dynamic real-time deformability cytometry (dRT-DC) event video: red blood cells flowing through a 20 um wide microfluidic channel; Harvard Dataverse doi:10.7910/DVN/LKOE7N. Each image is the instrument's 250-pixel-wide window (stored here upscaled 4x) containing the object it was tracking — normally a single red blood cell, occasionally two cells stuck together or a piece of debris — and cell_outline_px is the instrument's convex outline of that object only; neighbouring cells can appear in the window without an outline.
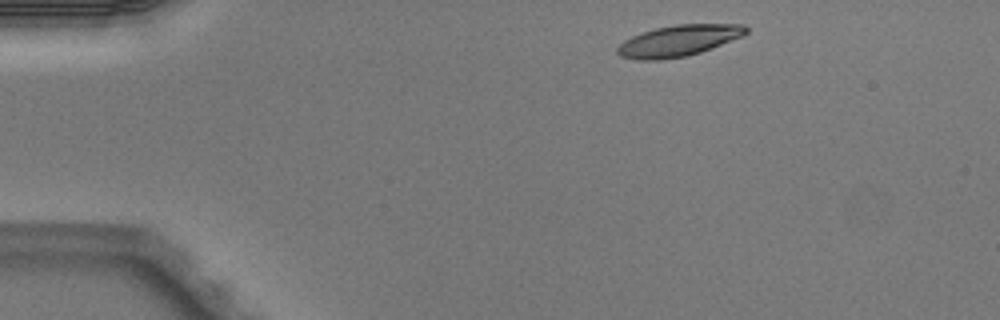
{"species": "Egyptian fruit bat (a non-hibernating species)", "species_latin": "Rousettus aegyptiacus", "temperature_condition": "warm", "stored_images_in_passage": 3, "camera_frame_rate_fps": 3000, "um_per_image_px": 0.085, "animal": {"sex": "male"}, "frame": {"image": 1, "passage_image": 1, "time_ms": 0.0, "image_size_px": [1000, 320], "cell_outline_px": [[748, 32], [740, 36], [712, 48], [700, 52], [684, 56], [660, 60], [636, 60], [620, 56], [616, 52], [616, 48], [624, 40], [632, 36], [656, 28], [676, 24], [744, 24], [748, 28]], "centroid_in_image_um": [57.65, 3.46], "position_along_channel_um": 27.4, "area_um2": 23.18}}
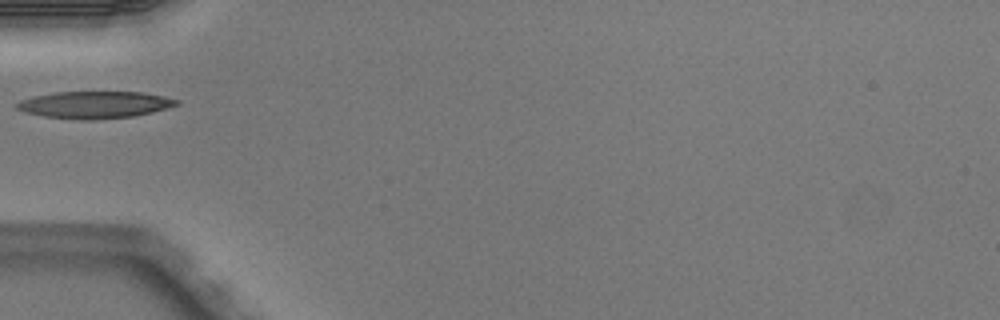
{"frame": {"image": 2, "passage_image": 3, "time_ms": 0.667, "image_size_px": [1000, 320], "cell_outline_px": [[180, 104], [152, 112], [136, 116], [92, 120], [76, 120], [44, 116], [24, 112], [16, 108], [16, 104], [20, 100], [36, 96], [56, 92], [144, 92], [164, 96], [180, 100]], "centroid_in_image_um": [8.08, 8.91], "position_along_channel_um": 76.9, "area_um2": 25.26}}